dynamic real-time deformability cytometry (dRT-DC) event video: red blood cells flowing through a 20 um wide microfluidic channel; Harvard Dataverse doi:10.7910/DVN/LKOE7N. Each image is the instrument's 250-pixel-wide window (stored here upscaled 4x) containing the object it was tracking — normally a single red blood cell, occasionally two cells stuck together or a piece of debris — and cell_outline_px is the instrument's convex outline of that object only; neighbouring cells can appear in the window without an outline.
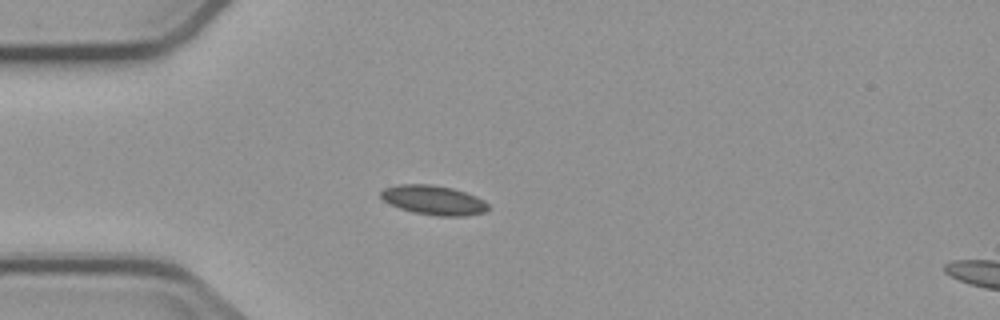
{"species": "common noctule bat (a hibernating species)", "species_latin": "Nyctalus noctula", "temperature_condition": "cold", "stored_images_in_passage": 5, "camera_frame_rate_fps": 3000, "um_per_image_px": 0.085, "animal": {"sex": "male", "body_mass_g": 23.1, "forearm_length_mm": 52.7}, "frame": {"image": 1, "passage_image": 5, "time_ms": 4.667, "image_size_px": [1000, 320], "cell_outline_px": [[488, 208], [484, 212], [464, 216], [436, 216], [412, 212], [388, 204], [380, 196], [380, 192], [384, 188], [400, 184], [428, 184], [452, 188], [476, 196], [484, 200], [488, 204]], "centroid_in_image_um": [36.83, 17.01], "position_along_channel_um": 48.2, "area_um2": 18.38}}